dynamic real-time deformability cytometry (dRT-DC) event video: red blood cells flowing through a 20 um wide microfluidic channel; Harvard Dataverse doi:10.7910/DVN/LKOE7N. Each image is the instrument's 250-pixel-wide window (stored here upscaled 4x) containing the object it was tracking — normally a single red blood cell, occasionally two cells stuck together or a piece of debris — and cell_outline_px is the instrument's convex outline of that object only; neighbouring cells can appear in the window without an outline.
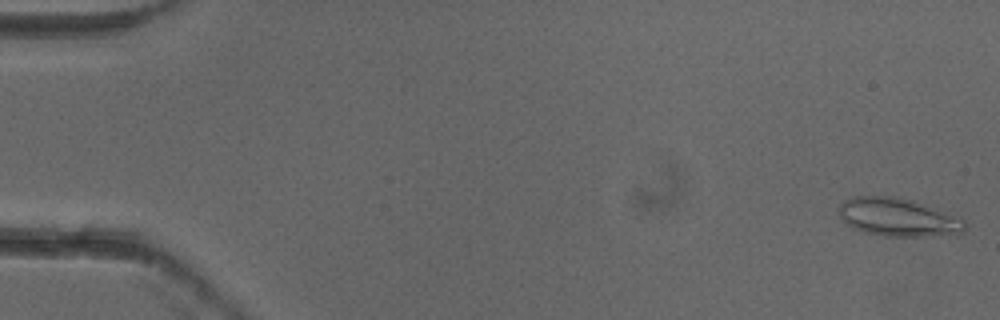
{"species": "common noctule bat (a hibernating species)", "species_latin": "Nyctalus noctula", "temperature_condition": "cold", "stored_images_in_passage": 5, "camera_frame_rate_fps": 3000, "um_per_image_px": 0.085, "animal": {"sex": "female"}, "frame": {"image": 1, "passage_image": 1, "time_ms": 0.0, "image_size_px": [1000, 320], "cell_outline_px": [[968, 224], [964, 232], [932, 236], [884, 236], [864, 232], [852, 228], [844, 224], [840, 216], [840, 204], [844, 200], [856, 196], [892, 196], [908, 200], [960, 216]], "centroid_in_image_um": [76.34, 18.48], "position_along_channel_um": 8.7, "area_um2": 27.98}}